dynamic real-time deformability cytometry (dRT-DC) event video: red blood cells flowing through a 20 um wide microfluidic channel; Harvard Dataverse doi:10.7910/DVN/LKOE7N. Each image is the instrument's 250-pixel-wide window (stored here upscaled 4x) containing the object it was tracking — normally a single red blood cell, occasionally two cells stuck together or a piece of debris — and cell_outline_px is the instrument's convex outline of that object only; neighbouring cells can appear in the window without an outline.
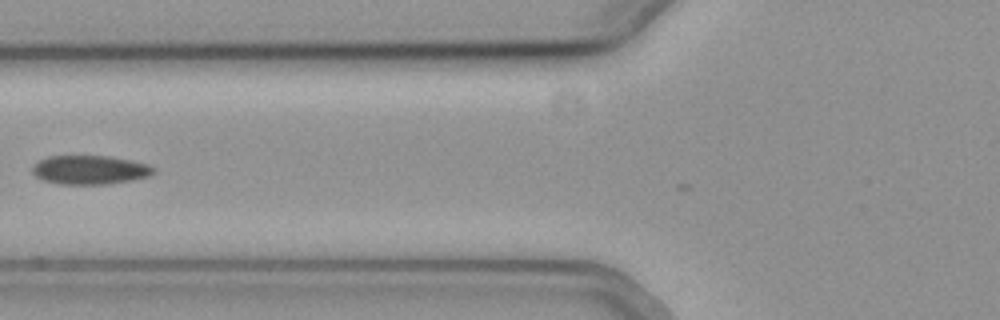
{"species": "common noctule bat (a hibernating species)", "species_latin": "Nyctalus noctula", "temperature_condition": "cold", "stored_images_in_passage": 6, "camera_frame_rate_fps": 3000, "um_per_image_px": 0.085, "animal": {"sex": "female", "body_mass_g": 19.3, "forearm_length_mm": 54.1}, "frame": {"image": 1, "passage_image": 4, "time_ms": 1.0, "image_size_px": [1000, 320], "cell_outline_px": [[156, 172], [148, 176], [132, 180], [108, 184], [60, 184], [40, 180], [32, 172], [32, 168], [40, 160], [48, 156], [108, 156], [148, 164], [156, 168]], "centroid_in_image_um": [7.64, 14.45], "position_along_channel_um": 118.2, "area_um2": 20.4}}